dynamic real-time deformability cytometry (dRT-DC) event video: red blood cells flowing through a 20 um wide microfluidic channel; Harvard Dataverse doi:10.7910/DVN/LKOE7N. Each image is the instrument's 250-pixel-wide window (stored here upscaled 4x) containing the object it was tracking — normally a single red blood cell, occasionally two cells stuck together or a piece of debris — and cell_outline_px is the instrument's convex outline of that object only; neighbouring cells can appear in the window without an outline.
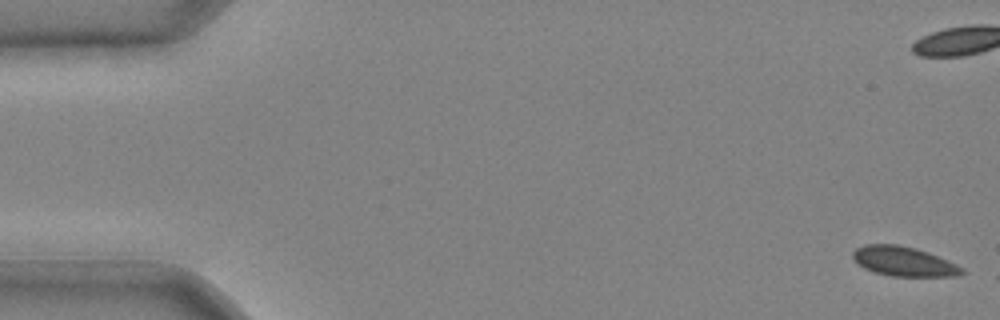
{"species": "common noctule bat (a hibernating species)", "species_latin": "Nyctalus noctula", "temperature_condition": "cold", "stored_images_in_passage": 8, "camera_frame_rate_fps": 3000, "um_per_image_px": 0.085, "animal": {"sex": "male", "body_mass_g": 20.4}, "frame": {"image": 1, "passage_image": 1, "time_ms": 0.0, "image_size_px": [1000, 320], "cell_outline_px": [[964, 272], [956, 276], [892, 276], [876, 272], [864, 268], [852, 256], [852, 252], [856, 248], [864, 244], [896, 244], [916, 248], [928, 252], [956, 264], [964, 268]], "centroid_in_image_um": [76.82, 22.21], "position_along_channel_um": 8.2, "area_um2": 18.61}}